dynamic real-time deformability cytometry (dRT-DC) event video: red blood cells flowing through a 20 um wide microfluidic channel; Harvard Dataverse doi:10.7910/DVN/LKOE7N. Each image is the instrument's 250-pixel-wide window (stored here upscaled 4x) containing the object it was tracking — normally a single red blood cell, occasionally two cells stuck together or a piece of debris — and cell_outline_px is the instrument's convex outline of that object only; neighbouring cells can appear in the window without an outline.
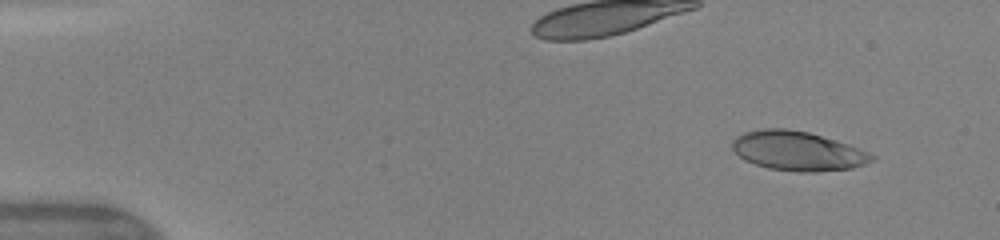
{"species": "human", "species_latin": "Homo sapiens", "temperature_condition": "warm", "stored_images_in_passage": 49, "camera_frame_rate_fps": 3000, "um_per_image_px": 0.085, "donor": {"sex": "female"}, "frame": {"image": 1, "passage_image": 5, "time_ms": 1.333, "image_size_px": [1000, 240], "cell_outline_px": [[876, 156], [872, 160], [864, 164], [852, 168], [812, 172], [800, 172], [768, 168], [744, 160], [732, 148], [732, 140], [736, 136], [744, 132], [760, 128], [788, 128], [808, 132], [836, 140], [848, 144], [868, 152]], "centroid_in_image_um": [67.77, 12.82], "position_along_channel_um": 17.2, "area_um2": 31.91}}
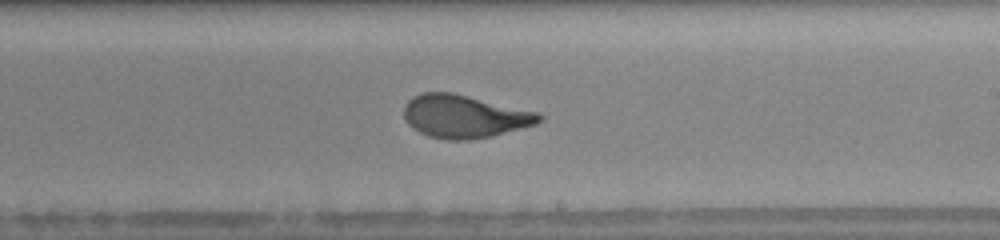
{"frame": {"image": 2, "passage_image": 30, "time_ms": 9.667, "image_size_px": [1000, 240], "cell_outline_px": [[544, 120], [536, 124], [492, 136], [472, 140], [444, 140], [428, 136], [412, 128], [408, 124], [404, 116], [404, 104], [412, 96], [424, 92], [452, 92], [536, 112], [544, 116]], "centroid_in_image_um": [39.45, 9.9], "position_along_channel_um": 249.6, "area_um2": 33.93}}
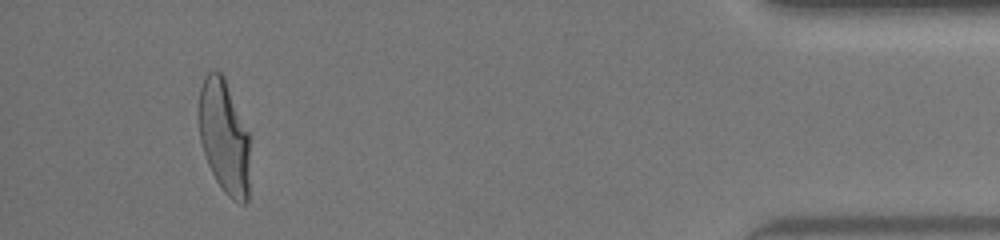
{"frame": {"image": 3, "passage_image": 46, "time_ms": 15.0, "image_size_px": [1000, 240], "cell_outline_px": [[248, 200], [244, 204], [240, 204], [232, 200], [224, 192], [216, 180], [208, 164], [200, 140], [200, 88], [204, 76], [208, 72], [220, 72], [224, 76], [248, 132]], "centroid_in_image_um": [19.06, 11.65], "position_along_channel_um": 416.1, "area_um2": 33.29}, "authors_computed_cell_mechanics": {"area_um2": 33.4662, "velocity_mm_per_s": 4.1942, "shape_relaxation_time_tau1_ms": 6.4986, "shape_relaxation_time_tau2_ms": 0.6938, "deformation_change_tau1": 0.273, "deformation_change_tau2": 0.0774}}